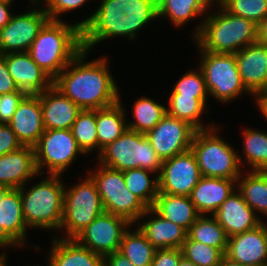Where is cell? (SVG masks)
Here are the masks:
<instances>
[{"label": "cell", "instance_id": "1", "mask_svg": "<svg viewBox=\"0 0 267 266\" xmlns=\"http://www.w3.org/2000/svg\"><path fill=\"white\" fill-rule=\"evenodd\" d=\"M87 53L83 49L53 80V86L82 110L111 106L121 98L108 68L109 61L100 57L84 62Z\"/></svg>", "mask_w": 267, "mask_h": 266}, {"label": "cell", "instance_id": "2", "mask_svg": "<svg viewBox=\"0 0 267 266\" xmlns=\"http://www.w3.org/2000/svg\"><path fill=\"white\" fill-rule=\"evenodd\" d=\"M155 19V0H102L91 16L78 23L82 28L83 49L89 51L116 36L132 41L140 29Z\"/></svg>", "mask_w": 267, "mask_h": 266}, {"label": "cell", "instance_id": "3", "mask_svg": "<svg viewBox=\"0 0 267 266\" xmlns=\"http://www.w3.org/2000/svg\"><path fill=\"white\" fill-rule=\"evenodd\" d=\"M82 50V28L61 19L48 20L27 53L54 80Z\"/></svg>", "mask_w": 267, "mask_h": 266}, {"label": "cell", "instance_id": "4", "mask_svg": "<svg viewBox=\"0 0 267 266\" xmlns=\"http://www.w3.org/2000/svg\"><path fill=\"white\" fill-rule=\"evenodd\" d=\"M215 5L219 10L207 13L193 32L199 50L235 54L257 42V24L230 14L217 1Z\"/></svg>", "mask_w": 267, "mask_h": 266}, {"label": "cell", "instance_id": "5", "mask_svg": "<svg viewBox=\"0 0 267 266\" xmlns=\"http://www.w3.org/2000/svg\"><path fill=\"white\" fill-rule=\"evenodd\" d=\"M60 177L61 175L49 174L29 190L26 189L27 183L19 188L23 215L29 228L60 229L65 190Z\"/></svg>", "mask_w": 267, "mask_h": 266}, {"label": "cell", "instance_id": "6", "mask_svg": "<svg viewBox=\"0 0 267 266\" xmlns=\"http://www.w3.org/2000/svg\"><path fill=\"white\" fill-rule=\"evenodd\" d=\"M218 127L212 126L204 130H196L191 151L203 177L238 179L243 165V157L218 136Z\"/></svg>", "mask_w": 267, "mask_h": 266}, {"label": "cell", "instance_id": "7", "mask_svg": "<svg viewBox=\"0 0 267 266\" xmlns=\"http://www.w3.org/2000/svg\"><path fill=\"white\" fill-rule=\"evenodd\" d=\"M98 163L119 171L142 168L159 176L163 161L145 134L127 129L101 151Z\"/></svg>", "mask_w": 267, "mask_h": 266}, {"label": "cell", "instance_id": "8", "mask_svg": "<svg viewBox=\"0 0 267 266\" xmlns=\"http://www.w3.org/2000/svg\"><path fill=\"white\" fill-rule=\"evenodd\" d=\"M78 184L65 187L63 216L60 230L65 231L67 239H74L96 217L103 214L104 208L93 178L88 175Z\"/></svg>", "mask_w": 267, "mask_h": 266}, {"label": "cell", "instance_id": "9", "mask_svg": "<svg viewBox=\"0 0 267 266\" xmlns=\"http://www.w3.org/2000/svg\"><path fill=\"white\" fill-rule=\"evenodd\" d=\"M88 174L96 183L104 211L128 220L133 226L148 207L125 185L123 171L101 164Z\"/></svg>", "mask_w": 267, "mask_h": 266}, {"label": "cell", "instance_id": "10", "mask_svg": "<svg viewBox=\"0 0 267 266\" xmlns=\"http://www.w3.org/2000/svg\"><path fill=\"white\" fill-rule=\"evenodd\" d=\"M200 51V70L203 73L206 87L211 95L220 103H230L240 95H252L240 77L235 54Z\"/></svg>", "mask_w": 267, "mask_h": 266}, {"label": "cell", "instance_id": "11", "mask_svg": "<svg viewBox=\"0 0 267 266\" xmlns=\"http://www.w3.org/2000/svg\"><path fill=\"white\" fill-rule=\"evenodd\" d=\"M35 163L39 175H62L74 163L78 154H84L71 129H46L34 146ZM44 167V168H43Z\"/></svg>", "mask_w": 267, "mask_h": 266}, {"label": "cell", "instance_id": "12", "mask_svg": "<svg viewBox=\"0 0 267 266\" xmlns=\"http://www.w3.org/2000/svg\"><path fill=\"white\" fill-rule=\"evenodd\" d=\"M30 1L34 9L19 15L13 14L12 19L0 30V54L27 52L39 30L49 20L41 0Z\"/></svg>", "mask_w": 267, "mask_h": 266}, {"label": "cell", "instance_id": "13", "mask_svg": "<svg viewBox=\"0 0 267 266\" xmlns=\"http://www.w3.org/2000/svg\"><path fill=\"white\" fill-rule=\"evenodd\" d=\"M132 224L123 217L104 212L74 239L102 257L119 251L124 233Z\"/></svg>", "mask_w": 267, "mask_h": 266}, {"label": "cell", "instance_id": "14", "mask_svg": "<svg viewBox=\"0 0 267 266\" xmlns=\"http://www.w3.org/2000/svg\"><path fill=\"white\" fill-rule=\"evenodd\" d=\"M196 129L188 122L166 114L145 135L162 161L190 150Z\"/></svg>", "mask_w": 267, "mask_h": 266}, {"label": "cell", "instance_id": "15", "mask_svg": "<svg viewBox=\"0 0 267 266\" xmlns=\"http://www.w3.org/2000/svg\"><path fill=\"white\" fill-rule=\"evenodd\" d=\"M202 177L195 155L190 150L163 161L159 181V193L190 196Z\"/></svg>", "mask_w": 267, "mask_h": 266}, {"label": "cell", "instance_id": "16", "mask_svg": "<svg viewBox=\"0 0 267 266\" xmlns=\"http://www.w3.org/2000/svg\"><path fill=\"white\" fill-rule=\"evenodd\" d=\"M27 229L20 189L0 186V248L24 246Z\"/></svg>", "mask_w": 267, "mask_h": 266}, {"label": "cell", "instance_id": "17", "mask_svg": "<svg viewBox=\"0 0 267 266\" xmlns=\"http://www.w3.org/2000/svg\"><path fill=\"white\" fill-rule=\"evenodd\" d=\"M225 256L243 266L267 263V224L228 237Z\"/></svg>", "mask_w": 267, "mask_h": 266}, {"label": "cell", "instance_id": "18", "mask_svg": "<svg viewBox=\"0 0 267 266\" xmlns=\"http://www.w3.org/2000/svg\"><path fill=\"white\" fill-rule=\"evenodd\" d=\"M9 74L18 89L26 95H38L53 85V79L42 70L27 52L2 54Z\"/></svg>", "mask_w": 267, "mask_h": 266}, {"label": "cell", "instance_id": "19", "mask_svg": "<svg viewBox=\"0 0 267 266\" xmlns=\"http://www.w3.org/2000/svg\"><path fill=\"white\" fill-rule=\"evenodd\" d=\"M7 124L23 146L34 147L46 130L39 96L26 95Z\"/></svg>", "mask_w": 267, "mask_h": 266}, {"label": "cell", "instance_id": "20", "mask_svg": "<svg viewBox=\"0 0 267 266\" xmlns=\"http://www.w3.org/2000/svg\"><path fill=\"white\" fill-rule=\"evenodd\" d=\"M240 77L256 97L267 86V45L255 42L235 53Z\"/></svg>", "mask_w": 267, "mask_h": 266}, {"label": "cell", "instance_id": "21", "mask_svg": "<svg viewBox=\"0 0 267 266\" xmlns=\"http://www.w3.org/2000/svg\"><path fill=\"white\" fill-rule=\"evenodd\" d=\"M228 237L252 230L263 223L236 189L213 214Z\"/></svg>", "mask_w": 267, "mask_h": 266}, {"label": "cell", "instance_id": "22", "mask_svg": "<svg viewBox=\"0 0 267 266\" xmlns=\"http://www.w3.org/2000/svg\"><path fill=\"white\" fill-rule=\"evenodd\" d=\"M36 175L39 174L34 147L22 146L16 151L0 156V186L19 189Z\"/></svg>", "mask_w": 267, "mask_h": 266}, {"label": "cell", "instance_id": "23", "mask_svg": "<svg viewBox=\"0 0 267 266\" xmlns=\"http://www.w3.org/2000/svg\"><path fill=\"white\" fill-rule=\"evenodd\" d=\"M147 217L149 220L146 219L145 222L139 223L140 220ZM139 222L138 228L156 249H181L187 238L188 232L184 228L166 220L152 207L148 208L139 218Z\"/></svg>", "mask_w": 267, "mask_h": 266}, {"label": "cell", "instance_id": "24", "mask_svg": "<svg viewBox=\"0 0 267 266\" xmlns=\"http://www.w3.org/2000/svg\"><path fill=\"white\" fill-rule=\"evenodd\" d=\"M237 179L201 177L190 194V200L200 215H213L235 191Z\"/></svg>", "mask_w": 267, "mask_h": 266}, {"label": "cell", "instance_id": "25", "mask_svg": "<svg viewBox=\"0 0 267 266\" xmlns=\"http://www.w3.org/2000/svg\"><path fill=\"white\" fill-rule=\"evenodd\" d=\"M45 129H71L82 110L53 85L38 94Z\"/></svg>", "mask_w": 267, "mask_h": 266}, {"label": "cell", "instance_id": "26", "mask_svg": "<svg viewBox=\"0 0 267 266\" xmlns=\"http://www.w3.org/2000/svg\"><path fill=\"white\" fill-rule=\"evenodd\" d=\"M48 266H104V257L80 245L75 239L52 237Z\"/></svg>", "mask_w": 267, "mask_h": 266}, {"label": "cell", "instance_id": "27", "mask_svg": "<svg viewBox=\"0 0 267 266\" xmlns=\"http://www.w3.org/2000/svg\"><path fill=\"white\" fill-rule=\"evenodd\" d=\"M152 208L160 216L181 226L187 232L200 216L188 196L158 193Z\"/></svg>", "mask_w": 267, "mask_h": 266}, {"label": "cell", "instance_id": "28", "mask_svg": "<svg viewBox=\"0 0 267 266\" xmlns=\"http://www.w3.org/2000/svg\"><path fill=\"white\" fill-rule=\"evenodd\" d=\"M121 102L119 100L111 106L96 110L99 149V151L97 150V156L106 146L114 142L128 129V122L125 118L127 114Z\"/></svg>", "mask_w": 267, "mask_h": 266}, {"label": "cell", "instance_id": "29", "mask_svg": "<svg viewBox=\"0 0 267 266\" xmlns=\"http://www.w3.org/2000/svg\"><path fill=\"white\" fill-rule=\"evenodd\" d=\"M216 0H157V18L168 17L174 26H182L195 17L208 13ZM205 12V13H204Z\"/></svg>", "mask_w": 267, "mask_h": 266}, {"label": "cell", "instance_id": "30", "mask_svg": "<svg viewBox=\"0 0 267 266\" xmlns=\"http://www.w3.org/2000/svg\"><path fill=\"white\" fill-rule=\"evenodd\" d=\"M237 179V190L255 211L267 217V171H249ZM243 175V177H242Z\"/></svg>", "mask_w": 267, "mask_h": 266}, {"label": "cell", "instance_id": "31", "mask_svg": "<svg viewBox=\"0 0 267 266\" xmlns=\"http://www.w3.org/2000/svg\"><path fill=\"white\" fill-rule=\"evenodd\" d=\"M168 100L169 107L166 108L168 115L188 122L196 130H204L215 126L212 123L205 128L200 120L207 109V97H187L181 96V94H170Z\"/></svg>", "mask_w": 267, "mask_h": 266}, {"label": "cell", "instance_id": "32", "mask_svg": "<svg viewBox=\"0 0 267 266\" xmlns=\"http://www.w3.org/2000/svg\"><path fill=\"white\" fill-rule=\"evenodd\" d=\"M155 251L138 227L134 232L127 230L124 233L119 249L134 266H151Z\"/></svg>", "mask_w": 267, "mask_h": 266}, {"label": "cell", "instance_id": "33", "mask_svg": "<svg viewBox=\"0 0 267 266\" xmlns=\"http://www.w3.org/2000/svg\"><path fill=\"white\" fill-rule=\"evenodd\" d=\"M187 235L192 240L220 249L224 254L226 252L228 236L213 215H200L191 225Z\"/></svg>", "mask_w": 267, "mask_h": 266}, {"label": "cell", "instance_id": "34", "mask_svg": "<svg viewBox=\"0 0 267 266\" xmlns=\"http://www.w3.org/2000/svg\"><path fill=\"white\" fill-rule=\"evenodd\" d=\"M151 171L135 168L123 171L125 185L130 192L136 195L148 208L153 207L159 193L158 176L154 179Z\"/></svg>", "mask_w": 267, "mask_h": 266}, {"label": "cell", "instance_id": "35", "mask_svg": "<svg viewBox=\"0 0 267 266\" xmlns=\"http://www.w3.org/2000/svg\"><path fill=\"white\" fill-rule=\"evenodd\" d=\"M134 122L127 123L128 129L146 134L167 114L166 106L148 97H140L133 105Z\"/></svg>", "mask_w": 267, "mask_h": 266}, {"label": "cell", "instance_id": "36", "mask_svg": "<svg viewBox=\"0 0 267 266\" xmlns=\"http://www.w3.org/2000/svg\"><path fill=\"white\" fill-rule=\"evenodd\" d=\"M244 160L251 171H267V132L250 127L243 131Z\"/></svg>", "mask_w": 267, "mask_h": 266}, {"label": "cell", "instance_id": "37", "mask_svg": "<svg viewBox=\"0 0 267 266\" xmlns=\"http://www.w3.org/2000/svg\"><path fill=\"white\" fill-rule=\"evenodd\" d=\"M71 131L82 152L89 155L98 148L96 110H81Z\"/></svg>", "mask_w": 267, "mask_h": 266}, {"label": "cell", "instance_id": "38", "mask_svg": "<svg viewBox=\"0 0 267 266\" xmlns=\"http://www.w3.org/2000/svg\"><path fill=\"white\" fill-rule=\"evenodd\" d=\"M181 250L196 266H218L225 255L220 249L192 240L188 235Z\"/></svg>", "mask_w": 267, "mask_h": 266}, {"label": "cell", "instance_id": "39", "mask_svg": "<svg viewBox=\"0 0 267 266\" xmlns=\"http://www.w3.org/2000/svg\"><path fill=\"white\" fill-rule=\"evenodd\" d=\"M227 12L259 24L267 15V0H216Z\"/></svg>", "mask_w": 267, "mask_h": 266}, {"label": "cell", "instance_id": "40", "mask_svg": "<svg viewBox=\"0 0 267 266\" xmlns=\"http://www.w3.org/2000/svg\"><path fill=\"white\" fill-rule=\"evenodd\" d=\"M171 94H181L187 97H210L202 71L186 72L174 85Z\"/></svg>", "mask_w": 267, "mask_h": 266}, {"label": "cell", "instance_id": "41", "mask_svg": "<svg viewBox=\"0 0 267 266\" xmlns=\"http://www.w3.org/2000/svg\"><path fill=\"white\" fill-rule=\"evenodd\" d=\"M88 0H42L49 20H60L58 16L82 7Z\"/></svg>", "mask_w": 267, "mask_h": 266}, {"label": "cell", "instance_id": "42", "mask_svg": "<svg viewBox=\"0 0 267 266\" xmlns=\"http://www.w3.org/2000/svg\"><path fill=\"white\" fill-rule=\"evenodd\" d=\"M26 96L23 91H15L0 97V123L7 124L17 110L18 104Z\"/></svg>", "mask_w": 267, "mask_h": 266}, {"label": "cell", "instance_id": "43", "mask_svg": "<svg viewBox=\"0 0 267 266\" xmlns=\"http://www.w3.org/2000/svg\"><path fill=\"white\" fill-rule=\"evenodd\" d=\"M23 145L8 124L0 123V156L20 149Z\"/></svg>", "mask_w": 267, "mask_h": 266}, {"label": "cell", "instance_id": "44", "mask_svg": "<svg viewBox=\"0 0 267 266\" xmlns=\"http://www.w3.org/2000/svg\"><path fill=\"white\" fill-rule=\"evenodd\" d=\"M182 256L179 248L156 249L151 266H178Z\"/></svg>", "mask_w": 267, "mask_h": 266}, {"label": "cell", "instance_id": "45", "mask_svg": "<svg viewBox=\"0 0 267 266\" xmlns=\"http://www.w3.org/2000/svg\"><path fill=\"white\" fill-rule=\"evenodd\" d=\"M20 91L14 79L9 74L5 57L0 54V95Z\"/></svg>", "mask_w": 267, "mask_h": 266}, {"label": "cell", "instance_id": "46", "mask_svg": "<svg viewBox=\"0 0 267 266\" xmlns=\"http://www.w3.org/2000/svg\"><path fill=\"white\" fill-rule=\"evenodd\" d=\"M104 266H134L124 255L119 251L108 254L104 257Z\"/></svg>", "mask_w": 267, "mask_h": 266}, {"label": "cell", "instance_id": "47", "mask_svg": "<svg viewBox=\"0 0 267 266\" xmlns=\"http://www.w3.org/2000/svg\"><path fill=\"white\" fill-rule=\"evenodd\" d=\"M13 0H0V30L12 19L10 12Z\"/></svg>", "mask_w": 267, "mask_h": 266}, {"label": "cell", "instance_id": "48", "mask_svg": "<svg viewBox=\"0 0 267 266\" xmlns=\"http://www.w3.org/2000/svg\"><path fill=\"white\" fill-rule=\"evenodd\" d=\"M257 41L267 45V15L257 25Z\"/></svg>", "mask_w": 267, "mask_h": 266}, {"label": "cell", "instance_id": "49", "mask_svg": "<svg viewBox=\"0 0 267 266\" xmlns=\"http://www.w3.org/2000/svg\"><path fill=\"white\" fill-rule=\"evenodd\" d=\"M254 98H256V104H267V86Z\"/></svg>", "mask_w": 267, "mask_h": 266}, {"label": "cell", "instance_id": "50", "mask_svg": "<svg viewBox=\"0 0 267 266\" xmlns=\"http://www.w3.org/2000/svg\"><path fill=\"white\" fill-rule=\"evenodd\" d=\"M218 266H243V265L229 259L228 257L224 255Z\"/></svg>", "mask_w": 267, "mask_h": 266}, {"label": "cell", "instance_id": "51", "mask_svg": "<svg viewBox=\"0 0 267 266\" xmlns=\"http://www.w3.org/2000/svg\"><path fill=\"white\" fill-rule=\"evenodd\" d=\"M178 266H196V265L190 260L186 259L184 256H182Z\"/></svg>", "mask_w": 267, "mask_h": 266}, {"label": "cell", "instance_id": "52", "mask_svg": "<svg viewBox=\"0 0 267 266\" xmlns=\"http://www.w3.org/2000/svg\"><path fill=\"white\" fill-rule=\"evenodd\" d=\"M259 107L260 113L266 118L267 120V104H257Z\"/></svg>", "mask_w": 267, "mask_h": 266}, {"label": "cell", "instance_id": "53", "mask_svg": "<svg viewBox=\"0 0 267 266\" xmlns=\"http://www.w3.org/2000/svg\"><path fill=\"white\" fill-rule=\"evenodd\" d=\"M6 252L0 254V266H8L7 264V258Z\"/></svg>", "mask_w": 267, "mask_h": 266}]
</instances>
